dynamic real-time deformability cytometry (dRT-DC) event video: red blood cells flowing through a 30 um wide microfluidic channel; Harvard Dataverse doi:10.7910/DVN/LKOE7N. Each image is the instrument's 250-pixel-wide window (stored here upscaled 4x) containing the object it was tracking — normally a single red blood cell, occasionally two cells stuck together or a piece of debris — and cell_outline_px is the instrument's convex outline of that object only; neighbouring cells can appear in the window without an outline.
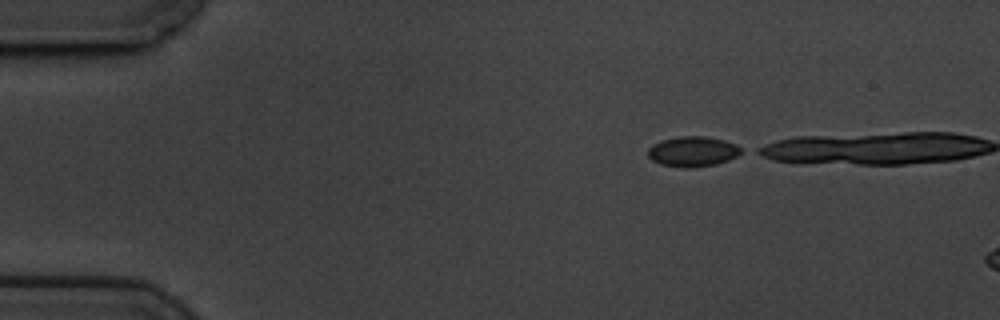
{"species": "common noctule bat (a hibernating species)", "species_latin": "Nyctalus noctula", "temperature_condition": "cold", "stored_images_in_passage": 9, "camera_frame_rate_fps": 3000, "um_per_image_px": 0.085, "animal": {"sex": "male", "body_mass_g": 19.5, "forearm_length_mm": 54.6}, "frame": {"image": 1, "passage_image": 1, "time_ms": 0.0, "image_size_px": [1000, 320], "cell_outline_px": [[744, 152], [728, 160], [716, 164], [684, 168], [660, 164], [652, 160], [648, 156], [648, 148], [652, 144], [660, 140], [680, 136], [704, 136], [724, 140], [736, 144], [744, 148]], "centroid_in_image_um": [58.89, 12.87], "position_along_channel_um": 26.1, "area_um2": 16.53}}